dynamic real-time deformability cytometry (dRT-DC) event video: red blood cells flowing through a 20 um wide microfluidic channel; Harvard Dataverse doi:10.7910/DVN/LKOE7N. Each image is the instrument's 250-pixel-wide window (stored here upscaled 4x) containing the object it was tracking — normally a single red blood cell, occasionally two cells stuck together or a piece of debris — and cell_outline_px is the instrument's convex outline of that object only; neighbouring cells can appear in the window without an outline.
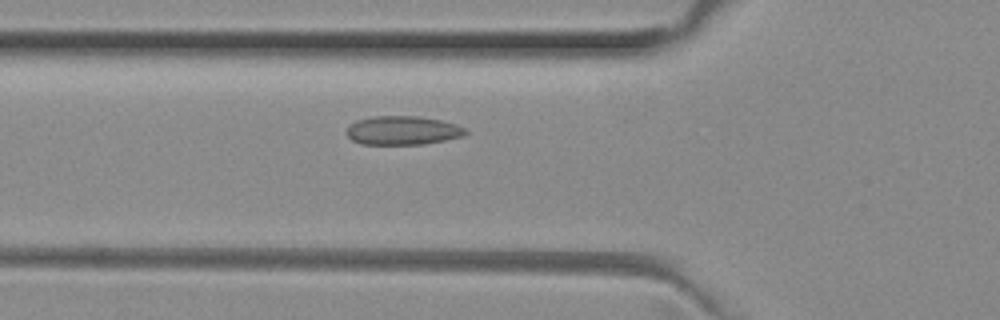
{"species": "common noctule bat (a hibernating species)", "species_latin": "Nyctalus noctula", "temperature_condition": "room temperature", "stored_images_in_passage": 50, "camera_frame_rate_fps": 3000, "um_per_image_px": 0.085, "animal": {"sex": "female", "body_mass_g": 29.2, "forearm_length_mm": 56.3}, "frame": {"image": 1, "passage_image": 16, "time_ms": 5.0, "image_size_px": [1000, 320], "cell_outline_px": [[468, 132], [464, 136], [424, 144], [360, 144], [352, 140], [348, 136], [348, 128], [356, 120], [372, 116], [416, 116], [440, 120], [456, 124], [464, 128]], "centroid_in_image_um": [34.24, 11.09], "position_along_channel_um": 91.6, "area_um2": 19.83}}
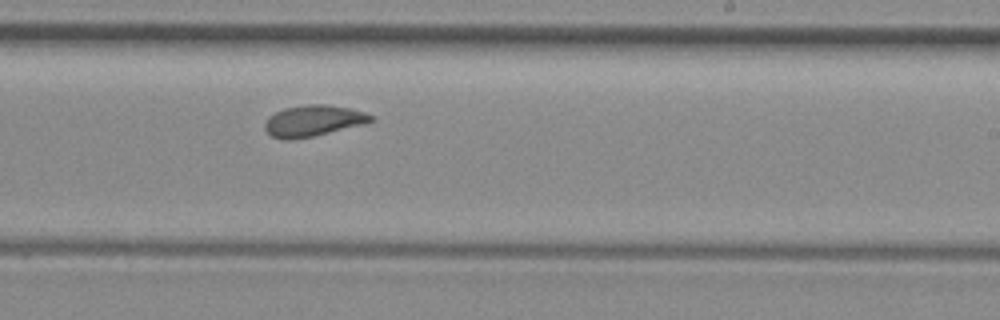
{"frame": {"image": 2, "passage_image": 29, "time_ms": 9.333, "image_size_px": [1000, 320], "cell_outline_px": [[376, 120], [312, 136], [288, 140], [284, 140], [272, 136], [264, 128], [264, 124], [268, 116], [284, 108], [308, 104], [328, 104], [352, 108], [364, 112], [372, 116]], "centroid_in_image_um": [26.59, 10.24], "position_along_channel_um": 262.4, "area_um2": 19.02}}
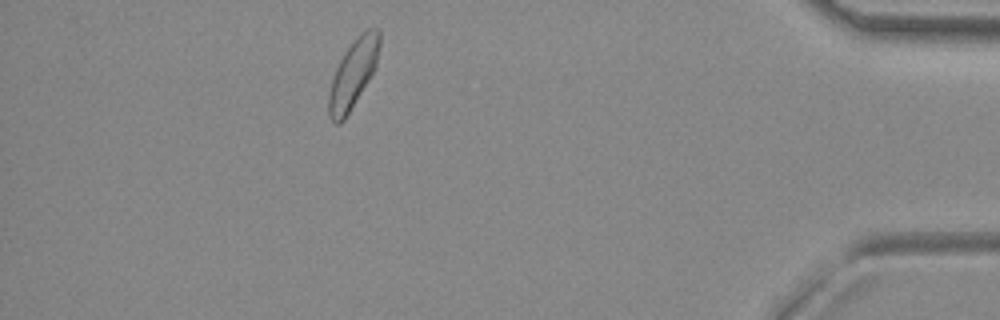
{"frame": {"image": 3, "passage_image": 44, "time_ms": 14.333, "image_size_px": [1000, 320], "cell_outline_px": [[380, 44], [376, 68], [344, 120], [340, 124], [336, 124], [328, 116], [328, 96], [332, 80], [336, 68], [344, 52], [356, 36], [368, 28], [376, 28], [380, 32]], "centroid_in_image_um": [30.02, 6.26], "position_along_channel_um": 405.2, "area_um2": 20.17}, "authors_computed_cell_mechanics": {"area_um2": 19.7098, "velocity_mm_per_s": 3.9401, "shape_relaxation_time_tau1_ms": 9.5996, "shape_relaxation_time_tau2_ms": 1.5443, "deformation_change_tau1": 0.1158, "deformation_change_tau2": 0.0502}}